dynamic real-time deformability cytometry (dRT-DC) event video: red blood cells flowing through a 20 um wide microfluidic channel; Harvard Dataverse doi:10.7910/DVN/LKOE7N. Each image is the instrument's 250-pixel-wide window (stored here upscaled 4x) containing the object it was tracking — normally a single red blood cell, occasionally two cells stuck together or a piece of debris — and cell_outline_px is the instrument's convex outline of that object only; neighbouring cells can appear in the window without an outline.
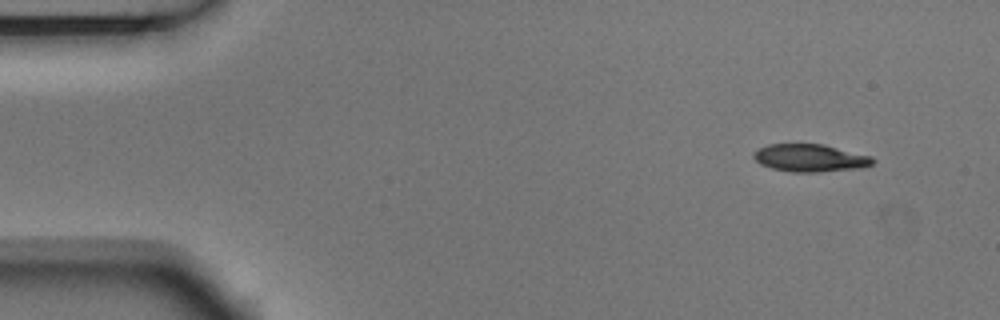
{"species": "Egyptian fruit bat (a non-hibernating species)", "species_latin": "Rousettus aegyptiacus", "temperature_condition": "room temperature", "stored_images_in_passage": 4, "camera_frame_rate_fps": 3000, "um_per_image_px": 0.085, "animal": {"sex": "male"}, "frame": {"image": 1, "passage_image": 1, "time_ms": 0.0, "image_size_px": [1000, 320], "cell_outline_px": [[876, 160], [872, 164], [864, 168], [820, 172], [792, 172], [772, 168], [760, 164], [752, 156], [752, 152], [768, 144], [824, 144], [872, 156]], "centroid_in_image_um": [68.89, 13.43], "position_along_channel_um": 16.1, "area_um2": 19.36}}
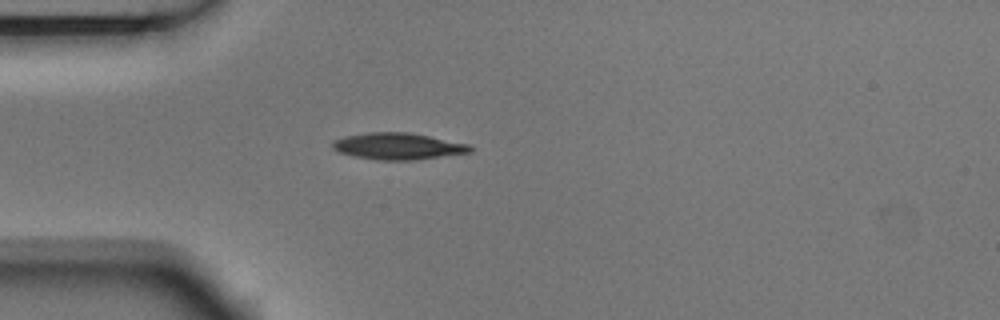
{"frame": {"image": 2, "passage_image": 4, "time_ms": 1.0, "image_size_px": [1000, 320], "cell_outline_px": [[472, 152], [408, 160], [380, 160], [356, 156], [340, 152], [332, 148], [332, 140], [344, 136], [368, 132], [408, 132], [468, 144], [472, 148]], "centroid_in_image_um": [33.78, 12.41], "position_along_channel_um": 51.2, "area_um2": 20.98}}